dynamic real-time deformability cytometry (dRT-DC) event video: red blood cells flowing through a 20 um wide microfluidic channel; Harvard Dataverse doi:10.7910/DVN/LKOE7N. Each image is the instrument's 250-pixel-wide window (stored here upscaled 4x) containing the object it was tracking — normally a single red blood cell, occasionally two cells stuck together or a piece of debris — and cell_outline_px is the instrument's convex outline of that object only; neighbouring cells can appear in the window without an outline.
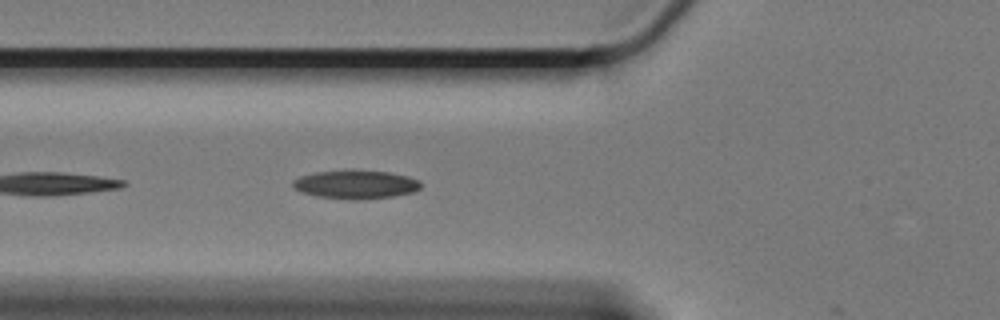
{"species": "Egyptian fruit bat (a non-hibernating species)", "species_latin": "Rousettus aegyptiacus", "temperature_condition": "cold", "stored_images_in_passage": 6, "camera_frame_rate_fps": 3000, "um_per_image_px": 0.085, "animal": {"sex": "female"}, "frame": {"image": 1, "passage_image": 5, "time_ms": 1.333, "image_size_px": [1000, 320], "cell_outline_px": [[420, 188], [412, 192], [392, 196], [360, 200], [352, 200], [316, 196], [300, 192], [292, 184], [292, 180], [300, 176], [316, 172], [388, 172], [408, 176], [420, 180]], "centroid_in_image_um": [30.23, 15.71], "position_along_channel_um": 95.6, "area_um2": 20.69}}